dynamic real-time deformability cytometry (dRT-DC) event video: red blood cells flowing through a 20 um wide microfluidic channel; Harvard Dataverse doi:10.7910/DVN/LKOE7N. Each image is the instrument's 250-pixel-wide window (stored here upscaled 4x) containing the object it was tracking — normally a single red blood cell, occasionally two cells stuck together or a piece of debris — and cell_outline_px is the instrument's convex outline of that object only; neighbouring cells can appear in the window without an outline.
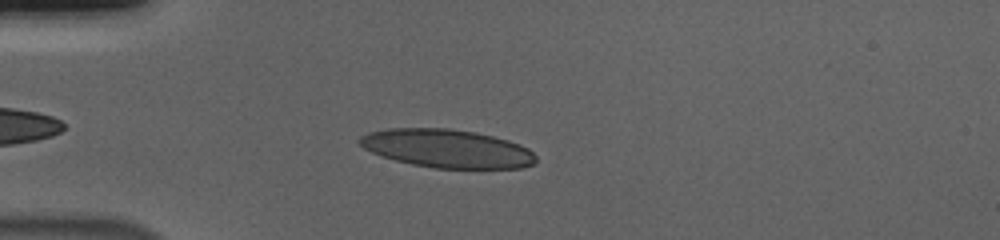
{"species": "human", "species_latin": "Homo sapiens", "temperature_condition": "cold", "stored_images_in_passage": 46, "camera_frame_rate_fps": 3000, "um_per_image_px": 0.085, "donor": {"sex": "male"}, "frame": {"image": 1, "passage_image": 6, "time_ms": 1.667, "image_size_px": [1000, 240], "cell_outline_px": [[536, 160], [532, 164], [520, 168], [436, 168], [412, 164], [396, 160], [372, 152], [364, 148], [356, 140], [360, 136], [368, 132], [388, 128], [448, 128], [476, 132], [508, 140], [520, 144], [528, 148], [536, 156]], "centroid_in_image_um": [37.98, 12.61], "position_along_channel_um": 47.0, "area_um2": 39.3}}
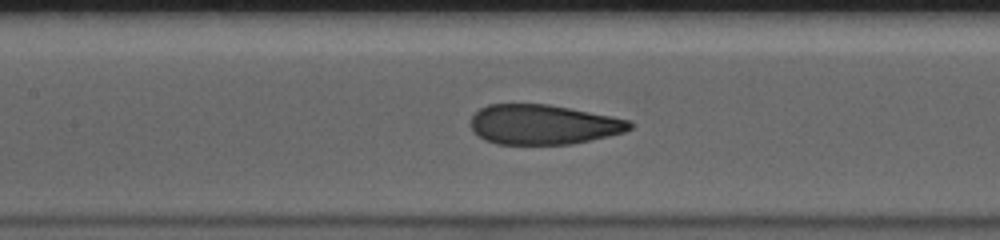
{"frame": {"image": 2, "passage_image": 17, "time_ms": 5.333, "image_size_px": [1000, 240], "cell_outline_px": [[632, 128], [624, 132], [608, 136], [572, 144], [496, 144], [484, 140], [472, 128], [472, 116], [480, 108], [488, 104], [548, 104], [612, 116], [628, 120], [632, 124]], "centroid_in_image_um": [46.18, 10.58], "position_along_channel_um": 161.2, "area_um2": 36.7}}
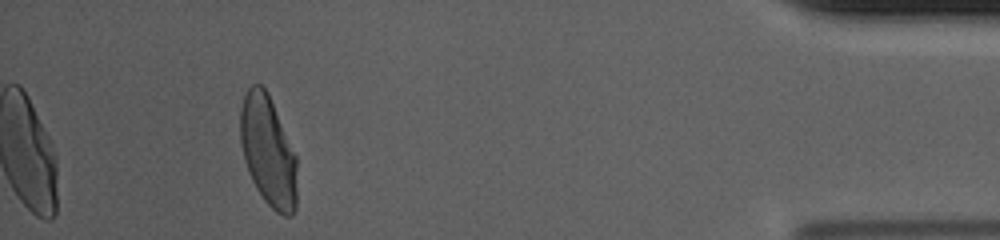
{"frame": {"image": 3, "passage_image": 42, "time_ms": 13.667, "image_size_px": [1000, 240], "cell_outline_px": [[296, 208], [292, 216], [284, 216], [276, 212], [264, 200], [256, 188], [248, 172], [244, 160], [240, 140], [240, 108], [244, 96], [248, 88], [252, 84], [260, 84], [268, 92], [296, 156]], "centroid_in_image_um": [22.78, 12.85], "position_along_channel_um": 412.4, "area_um2": 36.47}, "authors_computed_cell_mechanics": {"area_um2": 38.148, "velocity_mm_per_s": 3.6882, "shape_relaxation_time_tau1_ms": 4.4796, "shape_relaxation_time_tau2_ms": 0.7195, "deformation_change_tau1": 0.1812, "deformation_change_tau2": 0.0699}}